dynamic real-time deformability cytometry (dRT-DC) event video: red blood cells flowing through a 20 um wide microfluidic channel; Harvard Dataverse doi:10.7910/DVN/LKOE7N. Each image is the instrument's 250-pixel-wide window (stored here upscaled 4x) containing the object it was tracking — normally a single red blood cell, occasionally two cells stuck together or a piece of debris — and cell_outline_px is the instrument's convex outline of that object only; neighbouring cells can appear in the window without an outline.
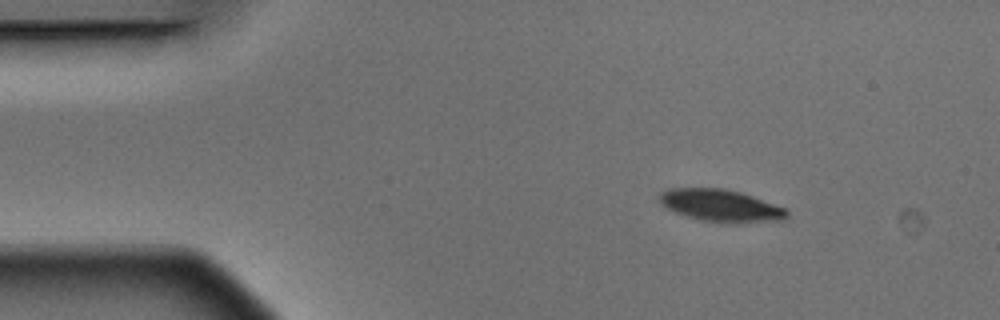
{"species": "Egyptian fruit bat (a non-hibernating species)", "species_latin": "Rousettus aegyptiacus", "temperature_condition": "warm", "stored_images_in_passage": 4, "camera_frame_rate_fps": 3000, "um_per_image_px": 0.085, "animal": {"sex": "male"}, "frame": {"image": 1, "passage_image": 1, "time_ms": 0.0, "image_size_px": [1000, 320], "cell_outline_px": [[788, 216], [784, 220], [700, 220], [684, 216], [660, 204], [660, 192], [668, 188], [724, 188], [740, 192], [752, 196], [784, 208], [788, 212]], "centroid_in_image_um": [61.18, 17.42], "position_along_channel_um": 23.8, "area_um2": 22.83}}
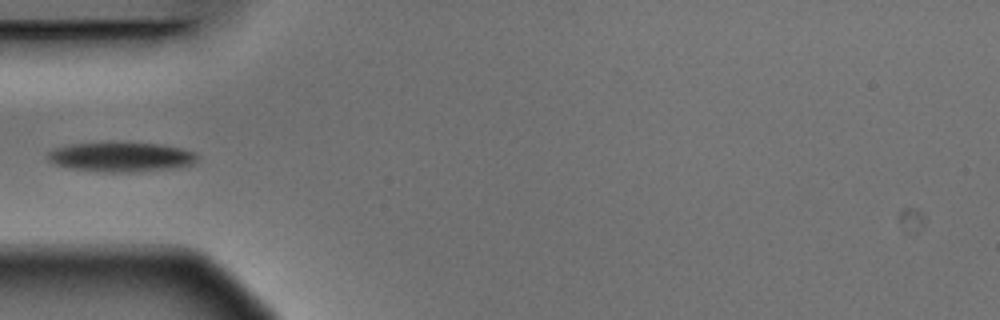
{"frame": {"image": 2, "passage_image": 4, "time_ms": 1.0, "image_size_px": [1000, 320], "cell_outline_px": [[196, 160], [192, 164], [180, 168], [136, 172], [96, 172], [68, 168], [52, 164], [48, 160], [48, 152], [56, 148], [72, 144], [108, 140], [160, 144], [180, 148], [196, 152]], "centroid_in_image_um": [10.26, 13.32], "position_along_channel_um": 74.7, "area_um2": 26.82}}